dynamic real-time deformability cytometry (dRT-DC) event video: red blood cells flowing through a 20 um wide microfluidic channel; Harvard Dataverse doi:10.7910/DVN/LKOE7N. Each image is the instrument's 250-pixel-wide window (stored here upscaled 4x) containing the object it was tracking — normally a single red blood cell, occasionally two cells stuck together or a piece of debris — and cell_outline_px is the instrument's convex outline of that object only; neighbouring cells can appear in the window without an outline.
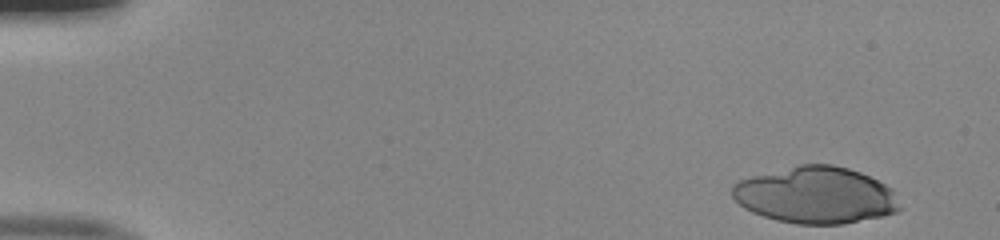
{"species": "human", "species_latin": "Homo sapiens", "temperature_condition": "room temperature", "stored_images_in_passage": 19, "camera_frame_rate_fps": 3000, "um_per_image_px": 0.085, "donor": {"sex": "male"}, "frame": {"image": 1, "passage_image": 1, "time_ms": 0.0, "image_size_px": [1000, 240], "cell_outline_px": [[904, 208], [896, 212], [880, 216], [844, 224], [796, 224], [776, 220], [752, 212], [744, 208], [732, 196], [732, 184], [740, 180], [752, 176], [800, 164], [832, 164], [848, 168], [860, 172], [892, 188]], "centroid_in_image_um": [69.36, 16.59], "position_along_channel_um": 15.6, "area_um2": 55.43}}
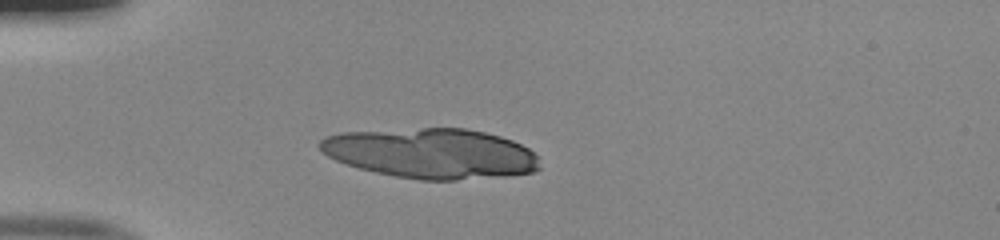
{"frame": {"image": 2, "passage_image": 12, "time_ms": 3.667, "image_size_px": [1000, 240], "cell_outline_px": [[540, 168], [536, 172], [504, 176], [456, 180], [420, 180], [396, 176], [376, 172], [360, 168], [336, 160], [328, 156], [316, 144], [324, 136], [340, 132], [424, 128], [464, 128], [484, 132], [500, 136], [512, 140], [528, 148], [536, 156]], "centroid_in_image_um": [36.64, 13.03], "position_along_channel_um": 48.4, "area_um2": 64.1}}